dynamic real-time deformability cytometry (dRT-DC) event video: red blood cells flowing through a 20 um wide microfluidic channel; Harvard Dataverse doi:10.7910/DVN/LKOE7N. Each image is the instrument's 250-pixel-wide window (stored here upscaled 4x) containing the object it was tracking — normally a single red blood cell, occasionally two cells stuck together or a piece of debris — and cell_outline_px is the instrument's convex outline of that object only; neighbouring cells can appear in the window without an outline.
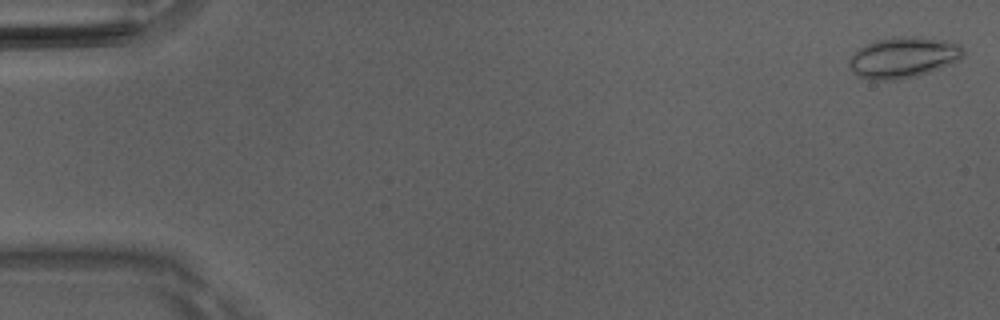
{"species": "Egyptian fruit bat (a non-hibernating species)", "species_latin": "Rousettus aegyptiacus", "temperature_condition": "room temperature", "stored_images_in_passage": 49, "camera_frame_rate_fps": 3000, "um_per_image_px": 0.085, "animal": {"sex": "male"}, "frame": {"image": 1, "passage_image": 1, "time_ms": 0.0, "image_size_px": [1000, 320], "cell_outline_px": [[964, 56], [960, 60], [952, 64], [916, 76], [896, 80], [872, 80], [856, 76], [848, 68], [848, 60], [860, 48], [876, 40], [892, 36], [916, 36], [956, 40], [960, 44], [964, 52]], "centroid_in_image_um": [76.82, 4.87], "position_along_channel_um": 8.2, "area_um2": 27.8}}
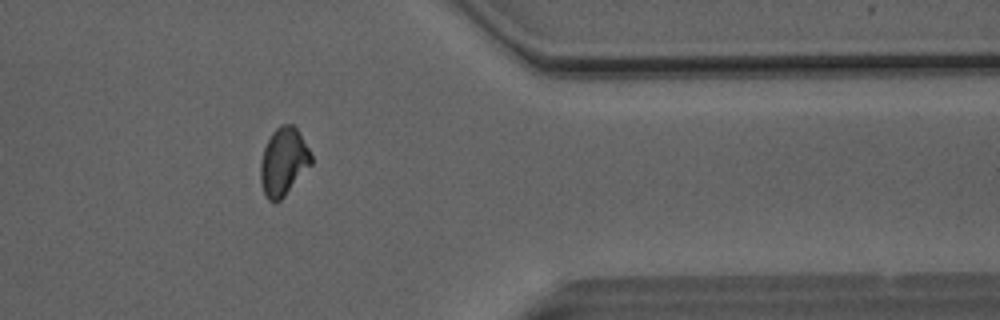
{"frame": {"image": 2, "passage_image": 41, "time_ms": 13.333, "image_size_px": [1000, 320], "cell_outline_px": [[312, 164], [284, 196], [280, 200], [268, 200], [264, 192], [260, 180], [260, 160], [264, 148], [272, 132], [280, 124], [292, 124], [300, 132], [312, 156]], "centroid_in_image_um": [24.1, 13.71], "position_along_channel_um": 387.3, "area_um2": 19.94}}
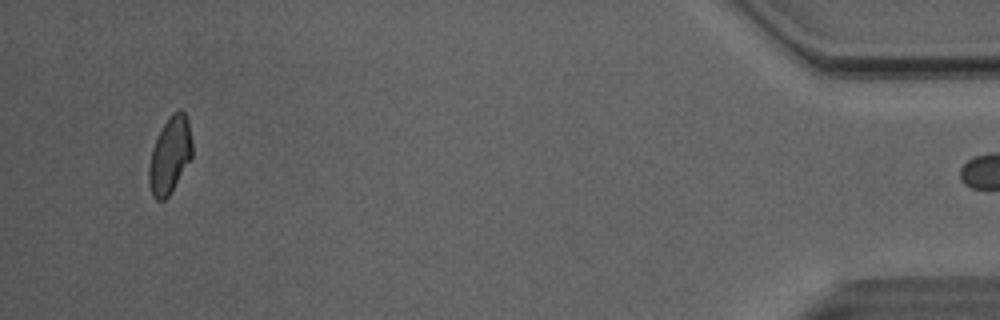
{"frame": {"image": 3, "passage_image": 48, "time_ms": 15.667, "image_size_px": [1000, 320], "cell_outline_px": [[192, 156], [168, 196], [164, 200], [156, 200], [152, 196], [148, 180], [148, 168], [152, 148], [164, 124], [172, 112], [180, 108], [184, 112], [188, 120], [192, 140]], "centroid_in_image_um": [14.44, 13.18], "position_along_channel_um": 420.8, "area_um2": 19.13}, "authors_computed_cell_mechanics": {"area_um2": 20.3456, "velocity_mm_per_s": 4.1083, "shape_relaxation_time_tau1_ms": 7.3659, "shape_relaxation_time_tau2_ms": 1.9916, "deformation_change_tau1": 0.1656, "deformation_change_tau2": 0.0501}}